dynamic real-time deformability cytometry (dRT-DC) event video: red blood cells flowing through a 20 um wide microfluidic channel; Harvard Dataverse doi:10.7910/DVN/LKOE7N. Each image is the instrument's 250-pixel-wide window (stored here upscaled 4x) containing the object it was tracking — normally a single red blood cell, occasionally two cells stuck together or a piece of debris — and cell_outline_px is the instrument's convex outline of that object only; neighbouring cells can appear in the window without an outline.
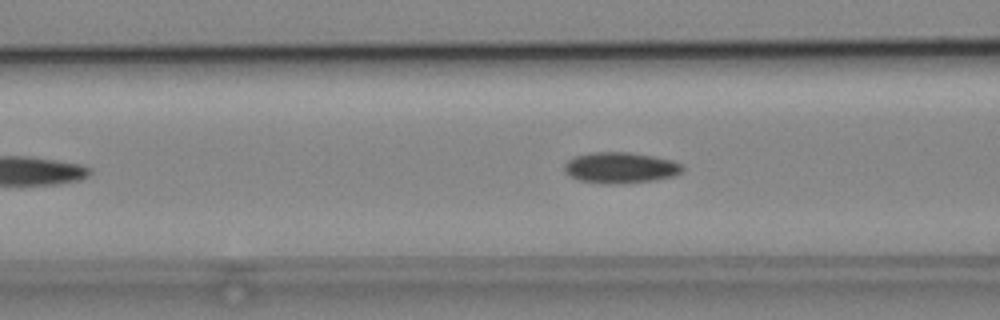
{"species": "common noctule bat (a hibernating species)", "species_latin": "Nyctalus noctula", "temperature_condition": "cold", "stored_images_in_passage": 39, "camera_frame_rate_fps": 3000, "um_per_image_px": 0.085, "animal": {"sex": "male", "body_mass_g": 19.2, "forearm_length_mm": 51.8}, "frame": {"image": 1, "passage_image": 13, "time_ms": 4.0, "image_size_px": [1000, 320], "cell_outline_px": [[684, 168], [680, 172], [672, 176], [652, 180], [612, 184], [580, 180], [564, 172], [564, 164], [568, 160], [576, 156], [592, 152], [628, 152], [652, 156], [672, 160], [684, 164]], "centroid_in_image_um": [52.74, 14.24], "position_along_channel_um": 113.9, "area_um2": 20.98}}
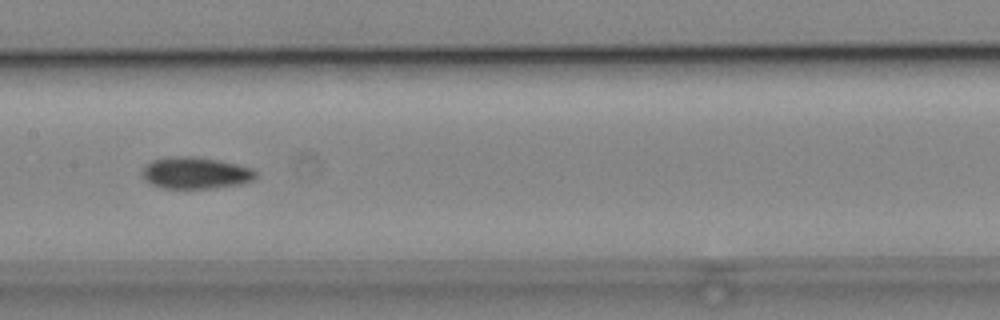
{"frame": {"image": 2, "passage_image": 19, "time_ms": 6.0, "image_size_px": [1000, 320], "cell_outline_px": [[256, 176], [252, 180], [240, 184], [212, 188], [164, 188], [152, 184], [140, 172], [152, 160], [168, 156], [196, 156], [236, 164], [252, 168], [256, 172]], "centroid_in_image_um": [16.62, 14.69], "position_along_channel_um": 190.8, "area_um2": 20.75}}
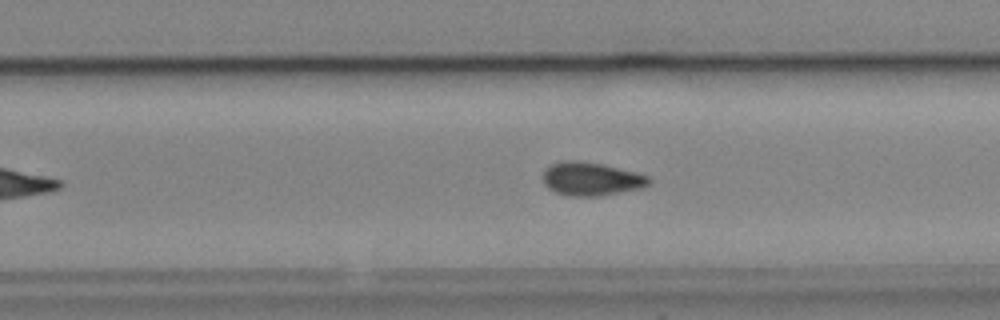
{"frame": {"image": 3, "passage_image": 26, "time_ms": 8.333, "image_size_px": [1000, 320], "cell_outline_px": [[652, 180], [644, 188], [600, 196], [568, 196], [556, 192], [548, 188], [544, 184], [544, 168], [552, 164], [564, 160], [572, 160], [600, 164], [636, 172], [648, 176]], "centroid_in_image_um": [50.26, 15.22], "position_along_channel_um": 279.5, "area_um2": 20.58}, "authors_computed_cell_mechanics": {"area_um2": 20.5768, "velocity_mm_per_s": 3.8334, "shape_relaxation_time_tau1_ms": 10.7785, "shape_relaxation_time_tau2_ms": 6.9154, "deformation_change_tau1": 0.1647, "deformation_change_tau2": 0.1183}}